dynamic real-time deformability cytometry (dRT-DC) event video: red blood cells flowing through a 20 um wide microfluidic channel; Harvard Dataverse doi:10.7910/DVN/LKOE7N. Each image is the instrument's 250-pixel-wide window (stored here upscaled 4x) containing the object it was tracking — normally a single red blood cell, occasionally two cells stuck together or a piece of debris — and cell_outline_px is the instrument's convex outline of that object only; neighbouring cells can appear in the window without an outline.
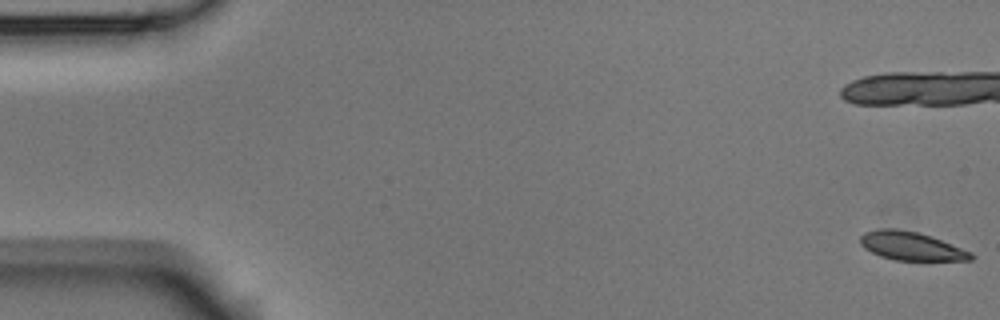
{"species": "Egyptian fruit bat (a non-hibernating species)", "species_latin": "Rousettus aegyptiacus", "temperature_condition": "room temperature", "stored_images_in_passage": 55, "camera_frame_rate_fps": 3000, "um_per_image_px": 0.085, "animal": {"sex": "male"}, "frame": {"image": 1, "passage_image": 1, "time_ms": 0.0, "image_size_px": [1000, 320], "cell_outline_px": [[976, 256], [972, 260], [896, 260], [880, 256], [864, 248], [860, 244], [860, 236], [864, 232], [880, 228], [896, 228], [916, 232], [940, 240], [972, 252]], "centroid_in_image_um": [77.42, 20.91], "position_along_channel_um": 7.6, "area_um2": 18.21}, "authors_computed_cell_mechanics": {"area_um2": 19.8254, "velocity_mm_per_s": 3.7194, "shape_relaxation_time_tau1_ms": 3.677, "shape_relaxation_time_tau2_ms": 10.785, "deformation_change_tau1": 0.1204, "deformation_change_tau2": 0.1514}}